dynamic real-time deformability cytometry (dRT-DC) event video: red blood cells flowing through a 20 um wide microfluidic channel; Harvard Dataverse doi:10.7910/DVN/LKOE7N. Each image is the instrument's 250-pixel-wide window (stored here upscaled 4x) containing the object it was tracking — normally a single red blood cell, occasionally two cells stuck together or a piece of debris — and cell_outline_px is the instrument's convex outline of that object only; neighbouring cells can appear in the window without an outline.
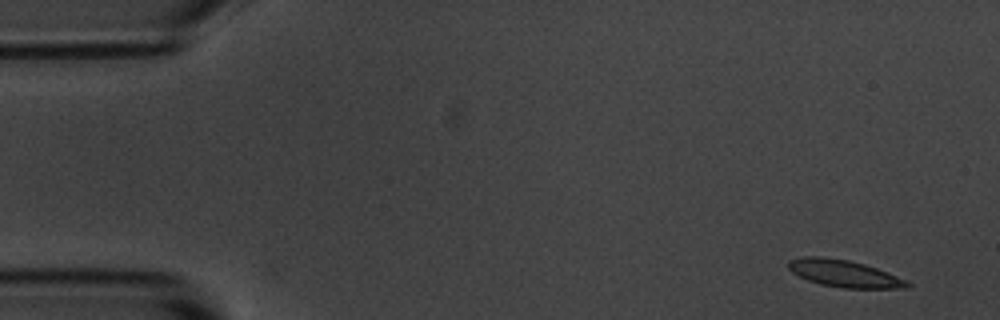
{"species": "common noctule bat (a hibernating species)", "species_latin": "Nyctalus noctula", "temperature_condition": "room temperature", "stored_images_in_passage": 5, "camera_frame_rate_fps": 3000, "um_per_image_px": 0.085, "animal": {"sex": "male", "body_mass_g": 20.1, "forearm_length_mm": 53.5}, "frame": {"image": 1, "passage_image": 1, "time_ms": 0.0, "image_size_px": [1000, 320], "cell_outline_px": [[912, 284], [908, 288], [844, 288], [820, 284], [808, 280], [792, 272], [788, 268], [788, 260], [804, 256], [820, 256], [848, 260], [864, 264], [876, 268], [896, 276]], "centroid_in_image_um": [71.72, 23.24], "position_along_channel_um": 13.3, "area_um2": 18.55}}
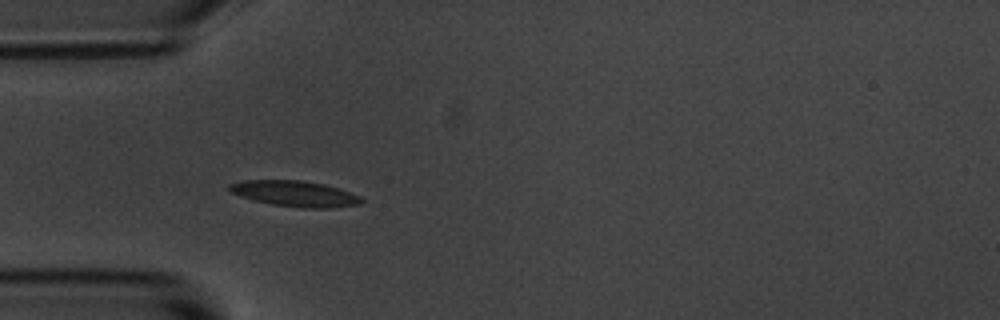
{"frame": {"image": 2, "passage_image": 4, "time_ms": 4.333, "image_size_px": [1000, 320], "cell_outline_px": [[364, 200], [360, 204], [328, 208], [304, 208], [272, 204], [252, 200], [240, 196], [232, 192], [228, 188], [228, 184], [244, 180], [300, 180], [324, 184], [360, 196]], "centroid_in_image_um": [25.04, 16.46], "position_along_channel_um": 60.0, "area_um2": 19.65}}